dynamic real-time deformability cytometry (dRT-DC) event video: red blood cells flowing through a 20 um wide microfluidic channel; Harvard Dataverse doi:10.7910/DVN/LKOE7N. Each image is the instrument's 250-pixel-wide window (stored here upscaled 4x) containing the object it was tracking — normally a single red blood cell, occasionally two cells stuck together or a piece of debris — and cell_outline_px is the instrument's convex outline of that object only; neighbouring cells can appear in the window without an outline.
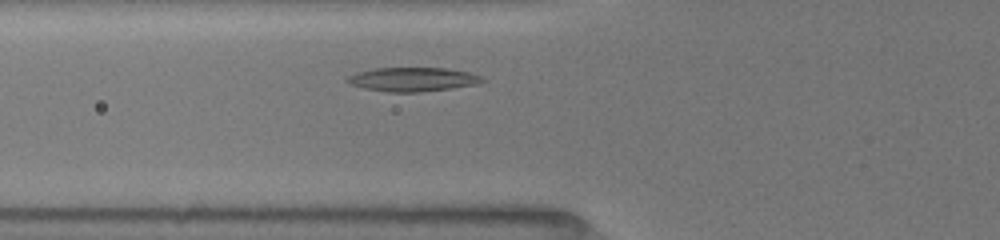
{"species": "common noctule bat (a hibernating species)", "species_latin": "Nyctalus noctula", "temperature_condition": "room temperature", "stored_images_in_passage": 9, "camera_frame_rate_fps": 3000, "um_per_image_px": 0.085, "animal": {"sex": "female", "body_mass_g": 19.5, "forearm_length_mm": 54.1}, "frame": {"image": 1, "passage_image": 3, "time_ms": 1.333, "image_size_px": [1000, 240], "cell_outline_px": [[488, 80], [480, 84], [452, 88], [420, 92], [388, 92], [364, 88], [352, 84], [344, 80], [344, 76], [356, 72], [372, 68], [448, 68], [468, 72], [480, 76]], "centroid_in_image_um": [35.07, 6.74], "position_along_channel_um": 90.7, "area_um2": 19.13}}
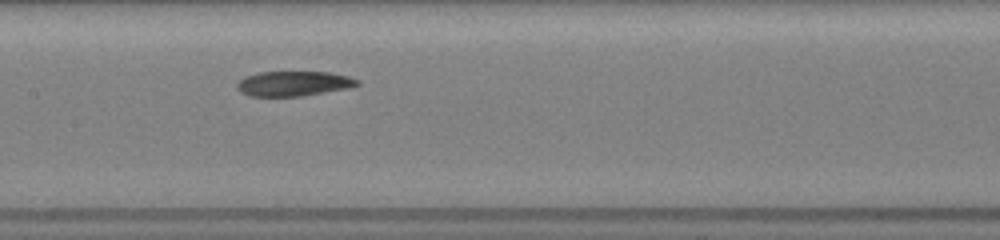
{"frame": {"image": 2, "passage_image": 6, "time_ms": 3.667, "image_size_px": [1000, 240], "cell_outline_px": [[360, 84], [352, 88], [304, 96], [252, 96], [240, 92], [236, 88], [236, 84], [244, 76], [260, 72], [328, 72], [348, 76], [360, 80]], "centroid_in_image_um": [24.99, 7.11], "position_along_channel_um": 182.4, "area_um2": 17.69}}
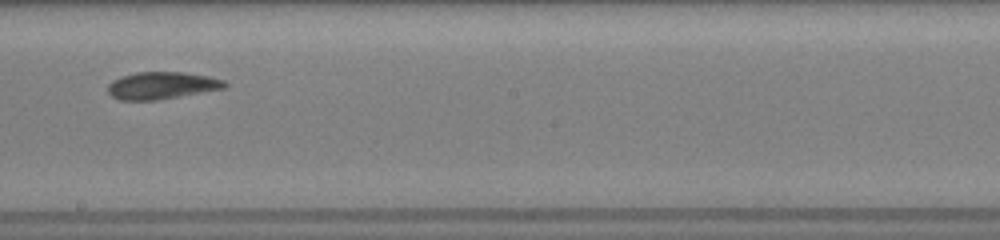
{"frame": {"image": 3, "passage_image": 8, "time_ms": 5.0, "image_size_px": [1000, 240], "cell_outline_px": [[228, 84], [224, 88], [156, 100], [120, 100], [112, 96], [108, 92], [108, 84], [112, 80], [120, 76], [136, 72], [184, 72], [208, 76], [224, 80]], "centroid_in_image_um": [13.72, 7.26], "position_along_channel_um": 234.5, "area_um2": 18.44}}